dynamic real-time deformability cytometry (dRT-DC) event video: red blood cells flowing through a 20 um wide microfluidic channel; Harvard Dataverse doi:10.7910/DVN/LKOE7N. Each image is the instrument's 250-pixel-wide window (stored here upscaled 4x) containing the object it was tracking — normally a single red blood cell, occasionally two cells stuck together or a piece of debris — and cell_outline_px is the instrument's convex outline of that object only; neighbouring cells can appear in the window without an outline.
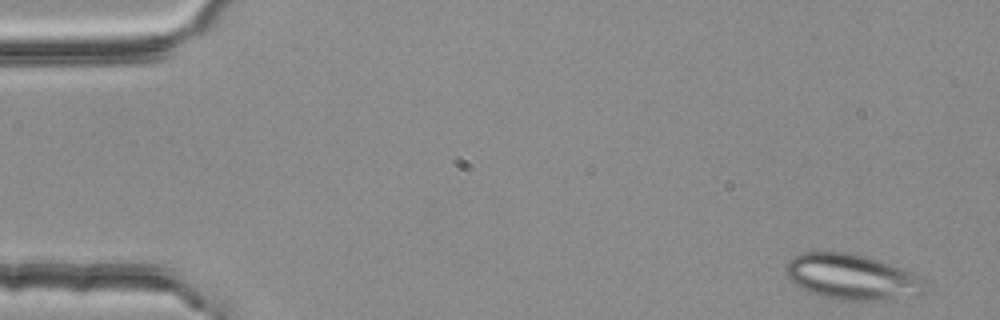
{"species": "common noctule bat (a hibernating species)", "species_latin": "Nyctalus noctula", "temperature_condition": "room temperature", "stored_images_in_passage": 4, "camera_frame_rate_fps": 3000, "um_per_image_px": 0.085, "animal": {"sex": "female", "body_mass_g": 25.1}, "frame": {"image": 1, "passage_image": 1, "time_ms": 0.0, "image_size_px": [1000, 320], "cell_outline_px": [[928, 284], [924, 292], [920, 296], [884, 300], [836, 300], [808, 292], [800, 288], [784, 272], [784, 268], [788, 260], [800, 252], [856, 252], [880, 260], [924, 276], [928, 280]], "centroid_in_image_um": [72.49, 23.54], "position_along_channel_um": 12.5, "area_um2": 37.97}}